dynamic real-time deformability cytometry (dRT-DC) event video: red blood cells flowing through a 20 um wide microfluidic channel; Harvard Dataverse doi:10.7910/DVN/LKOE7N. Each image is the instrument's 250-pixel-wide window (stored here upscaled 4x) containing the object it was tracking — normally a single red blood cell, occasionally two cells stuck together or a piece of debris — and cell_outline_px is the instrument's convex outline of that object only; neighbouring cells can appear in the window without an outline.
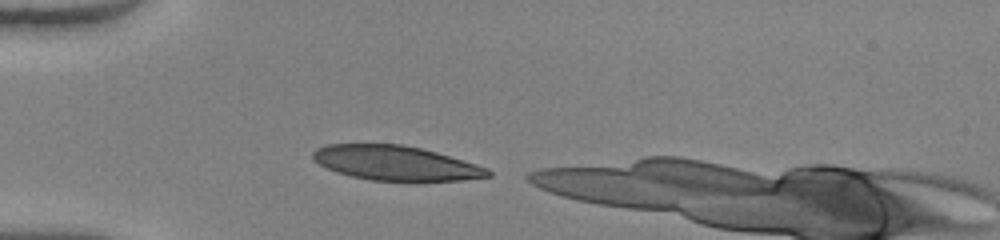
{"species": "human", "species_latin": "Homo sapiens", "temperature_condition": "warm", "stored_images_in_passage": 31, "camera_frame_rate_fps": 3000, "um_per_image_px": 0.085, "donor": {"sex": "female"}, "frame": {"image": 1, "passage_image": 1, "time_ms": 0.0, "image_size_px": [1000, 240], "cell_outline_px": [[492, 176], [464, 180], [416, 184], [412, 184], [368, 180], [336, 172], [312, 160], [312, 152], [316, 148], [324, 144], [400, 144], [420, 148], [436, 152], [476, 164], [488, 168], [492, 172]], "centroid_in_image_um": [33.67, 13.91], "position_along_channel_um": 51.3, "area_um2": 36.53}}
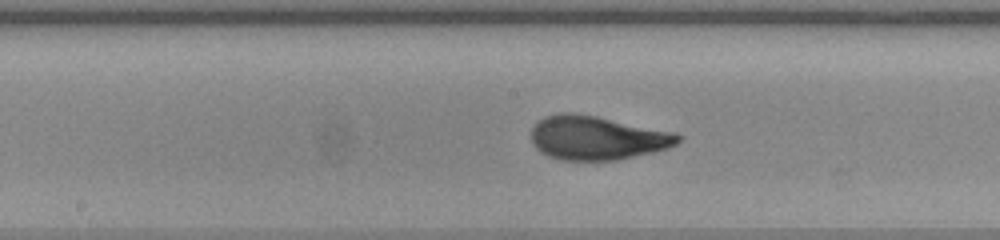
{"frame": {"image": 2, "passage_image": 13, "time_ms": 4.0, "image_size_px": [1000, 240], "cell_outline_px": [[684, 136], [676, 144], [668, 148], [652, 152], [616, 160], [564, 160], [548, 156], [540, 152], [532, 144], [532, 128], [544, 116], [560, 112], [572, 112], [596, 116], [676, 132]], "centroid_in_image_um": [50.75, 11.71], "position_along_channel_um": 197.4, "area_um2": 37.63}}
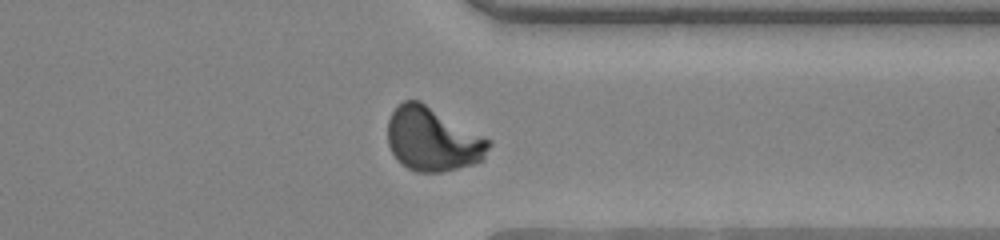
{"frame": {"image": 3, "passage_image": 26, "time_ms": 8.333, "image_size_px": [1000, 240], "cell_outline_px": [[492, 144], [484, 160], [476, 164], [440, 172], [416, 172], [408, 168], [392, 152], [388, 144], [388, 120], [392, 112], [404, 100], [420, 100], [492, 140]], "centroid_in_image_um": [36.83, 11.84], "position_along_channel_um": 374.6, "area_um2": 37.74}}